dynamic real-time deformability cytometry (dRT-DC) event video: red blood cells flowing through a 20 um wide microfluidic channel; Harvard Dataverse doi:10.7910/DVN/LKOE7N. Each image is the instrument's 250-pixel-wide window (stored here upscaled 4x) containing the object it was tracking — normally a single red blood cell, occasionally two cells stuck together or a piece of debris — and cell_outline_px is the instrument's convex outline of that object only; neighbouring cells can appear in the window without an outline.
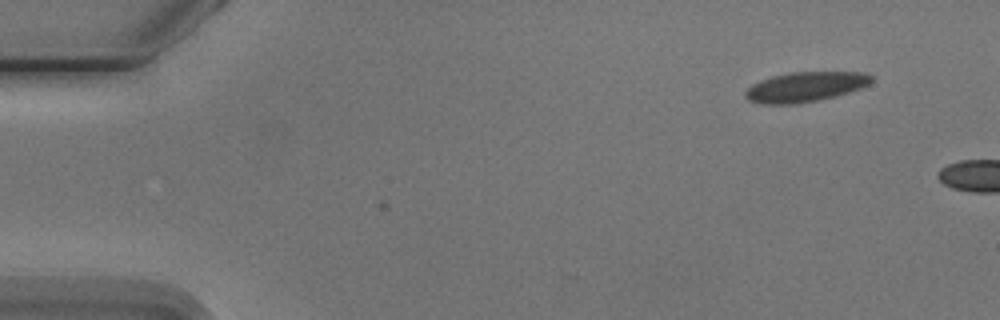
{"species": "Egyptian fruit bat (a non-hibernating species)", "species_latin": "Rousettus aegyptiacus", "temperature_condition": "cold", "stored_images_in_passage": 2, "camera_frame_rate_fps": 3000, "um_per_image_px": 0.085, "animal": {"sex": "male"}, "frame": {"image": 1, "passage_image": 1, "time_ms": 0.0, "image_size_px": [1000, 320], "cell_outline_px": [[872, 80], [868, 84], [860, 88], [836, 96], [820, 100], [796, 104], [760, 104], [748, 100], [744, 96], [744, 92], [752, 84], [760, 80], [772, 76], [792, 72], [864, 72], [872, 76]], "centroid_in_image_um": [68.41, 7.39], "position_along_channel_um": 16.6, "area_um2": 22.02}}